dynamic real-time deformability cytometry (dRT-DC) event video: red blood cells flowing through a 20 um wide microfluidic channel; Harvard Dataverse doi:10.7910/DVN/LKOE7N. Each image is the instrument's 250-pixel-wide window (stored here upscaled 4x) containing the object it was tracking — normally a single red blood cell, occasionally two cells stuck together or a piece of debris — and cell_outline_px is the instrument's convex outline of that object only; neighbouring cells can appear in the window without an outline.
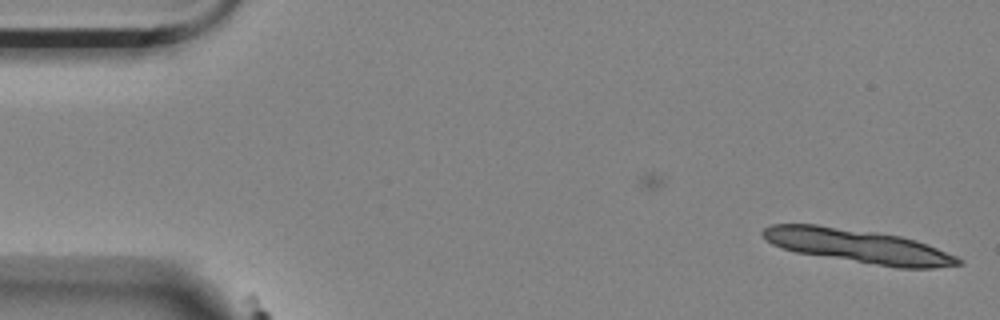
{"species": "Egyptian fruit bat (a non-hibernating species)", "species_latin": "Rousettus aegyptiacus", "temperature_condition": "room temperature", "stored_images_in_passage": 10, "camera_frame_rate_fps": 3000, "um_per_image_px": 0.085, "animal": {"sex": "female"}, "frame": {"image": 1, "passage_image": 10, "time_ms": 3.0, "image_size_px": [1000, 320], "cell_outline_px": [[964, 264], [932, 268], [896, 268], [796, 252], [772, 244], [760, 232], [764, 228], [772, 224], [816, 224], [900, 236], [916, 240], [956, 256], [964, 260]], "centroid_in_image_um": [72.97, 20.93], "position_along_channel_um": 12.0, "area_um2": 38.09}}